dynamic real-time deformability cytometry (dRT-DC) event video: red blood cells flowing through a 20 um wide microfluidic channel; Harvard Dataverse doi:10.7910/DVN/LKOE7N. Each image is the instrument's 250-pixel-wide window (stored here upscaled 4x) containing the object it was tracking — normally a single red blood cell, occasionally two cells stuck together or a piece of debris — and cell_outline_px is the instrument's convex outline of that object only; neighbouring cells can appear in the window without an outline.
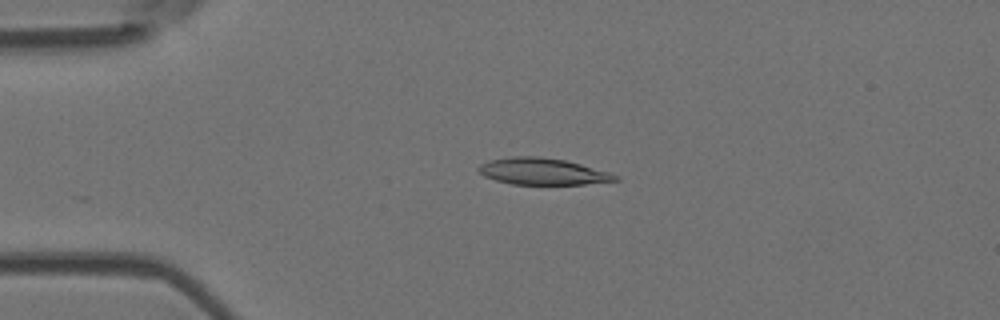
{"species": "Egyptian fruit bat (a non-hibernating species)", "species_latin": "Rousettus aegyptiacus", "temperature_condition": "room temperature", "stored_images_in_passage": 3, "camera_frame_rate_fps": 3000, "um_per_image_px": 0.085, "animal": {"sex": "female"}, "frame": {"image": 1, "passage_image": 2, "time_ms": 1.333, "image_size_px": [1000, 320], "cell_outline_px": [[620, 180], [584, 184], [512, 184], [496, 180], [484, 176], [476, 168], [480, 164], [488, 160], [512, 156], [540, 156], [564, 160], [580, 164], [608, 172], [620, 176]], "centroid_in_image_um": [46.1, 14.57], "position_along_channel_um": 38.9, "area_um2": 21.15}}